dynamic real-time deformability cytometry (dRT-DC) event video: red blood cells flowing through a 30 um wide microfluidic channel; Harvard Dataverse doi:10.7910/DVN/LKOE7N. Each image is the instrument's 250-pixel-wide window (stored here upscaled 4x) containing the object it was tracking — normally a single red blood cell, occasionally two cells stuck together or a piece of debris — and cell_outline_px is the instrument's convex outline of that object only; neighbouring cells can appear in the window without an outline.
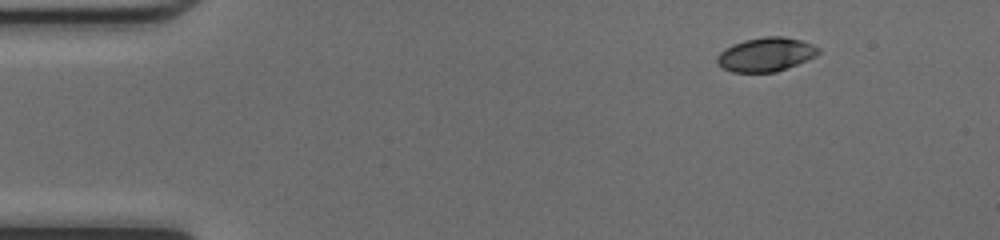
{"species": "common noctule bat (a hibernating species)", "species_latin": "Nyctalus noctula", "temperature_condition": "cold", "stored_images_in_passage": 44, "camera_frame_rate_fps": 3000, "um_per_image_px": 0.085, "animal": {"sex": "female", "body_mass_g": 17.0, "forearm_length_mm": 48.0}, "frame": {"image": 1, "passage_image": 1, "time_ms": 0.0, "image_size_px": [1000, 240], "cell_outline_px": [[820, 52], [816, 56], [776, 72], [732, 72], [716, 64], [716, 56], [720, 52], [732, 44], [744, 40], [764, 36], [784, 36], [800, 40], [812, 44], [820, 48]], "centroid_in_image_um": [65.08, 4.62], "position_along_channel_um": 19.9, "area_um2": 20.06}}
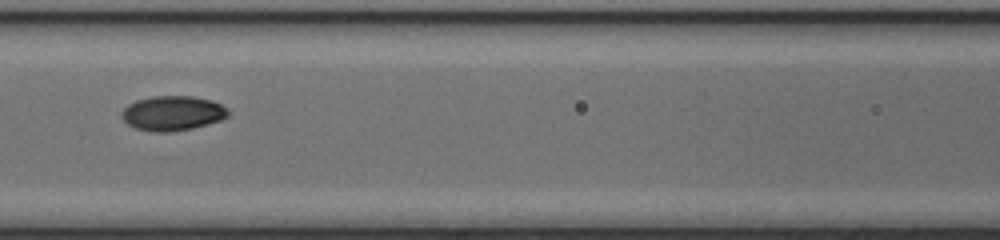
{"frame": {"image": 2, "passage_image": 17, "time_ms": 5.333, "image_size_px": [1000, 240], "cell_outline_px": [[228, 116], [220, 120], [192, 128], [172, 132], [152, 132], [136, 128], [128, 124], [120, 116], [120, 112], [128, 104], [136, 100], [152, 96], [192, 96], [212, 100], [220, 104], [228, 112]], "centroid_in_image_um": [14.62, 9.62], "position_along_channel_um": 152.0, "area_um2": 21.5}}
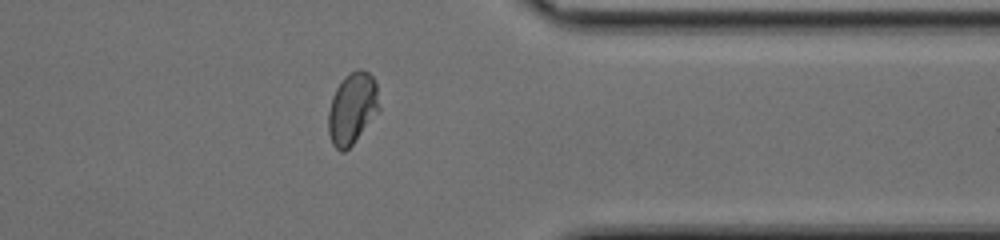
{"frame": {"image": 3, "passage_image": 34, "time_ms": 11.0, "image_size_px": [1000, 240], "cell_outline_px": [[380, 112], [352, 144], [344, 152], [340, 152], [332, 144], [328, 132], [328, 112], [332, 96], [336, 88], [344, 76], [348, 72], [360, 68], [368, 72], [372, 76], [376, 84], [380, 108]], "centroid_in_image_um": [29.95, 9.21], "position_along_channel_um": 381.5, "area_um2": 21.5}, "authors_computed_cell_mechanics": {"area_um2": 21.0392, "velocity_mm_per_s": 4.2301, "shape_relaxation_time_tau1_ms": 4.5458, "shape_relaxation_time_tau2_ms": 1.4998, "deformation_change_tau1": 0.1634, "deformation_change_tau2": 0.0313}}